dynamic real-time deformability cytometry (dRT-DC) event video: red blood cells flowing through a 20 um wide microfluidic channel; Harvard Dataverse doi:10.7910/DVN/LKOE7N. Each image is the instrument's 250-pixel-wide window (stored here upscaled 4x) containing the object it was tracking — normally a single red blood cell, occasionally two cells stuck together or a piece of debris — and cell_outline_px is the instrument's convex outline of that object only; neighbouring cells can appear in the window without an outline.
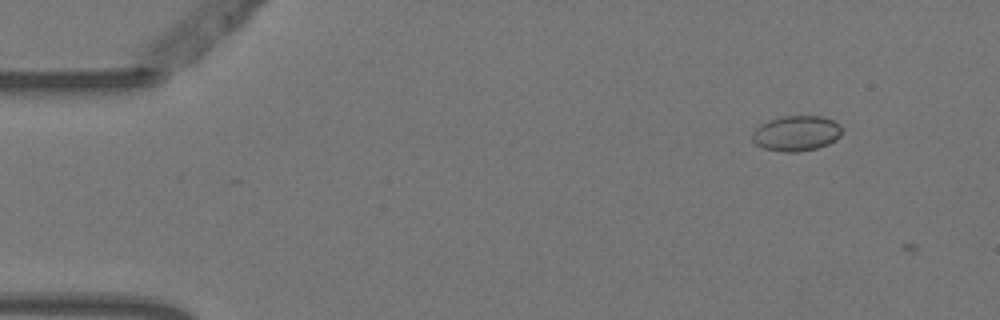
{"species": "Egyptian fruit bat (a non-hibernating species)", "species_latin": "Rousettus aegyptiacus", "temperature_condition": "warm", "stored_images_in_passage": 2, "camera_frame_rate_fps": 3000, "um_per_image_px": 0.085, "animal": {"sex": "female"}, "frame": {"image": 1, "passage_image": 1, "time_ms": 0.0, "image_size_px": [1000, 320], "cell_outline_px": [[840, 136], [836, 140], [828, 144], [816, 148], [800, 152], [780, 152], [764, 148], [756, 144], [752, 140], [752, 132], [760, 124], [768, 120], [780, 116], [824, 116], [840, 124]], "centroid_in_image_um": [67.67, 11.33], "position_along_channel_um": 17.3, "area_um2": 18.61}}